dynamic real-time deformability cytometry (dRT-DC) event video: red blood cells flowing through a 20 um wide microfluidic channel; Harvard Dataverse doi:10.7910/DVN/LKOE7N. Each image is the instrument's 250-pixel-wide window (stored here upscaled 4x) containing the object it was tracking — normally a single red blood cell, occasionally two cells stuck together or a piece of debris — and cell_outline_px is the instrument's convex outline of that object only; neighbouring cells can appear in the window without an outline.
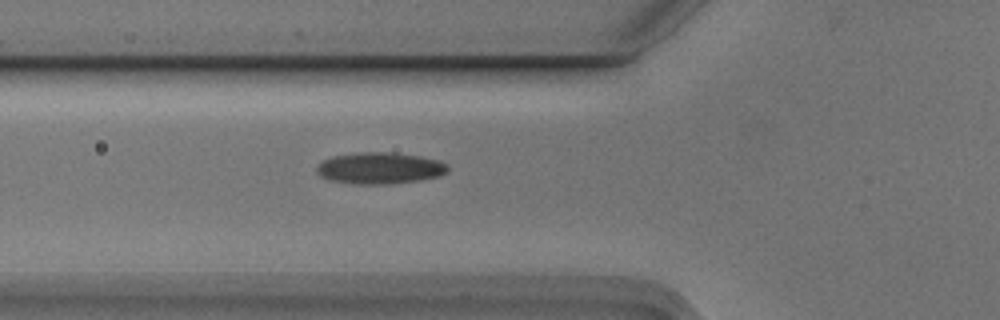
{"species": "Egyptian fruit bat (a non-hibernating species)", "species_latin": "Rousettus aegyptiacus", "temperature_condition": "cold", "stored_images_in_passage": 2, "camera_frame_rate_fps": 3000, "um_per_image_px": 0.085, "animal": {"sex": "male"}, "frame": {"image": 1, "passage_image": 2, "time_ms": 0.333, "image_size_px": [1000, 320], "cell_outline_px": [[448, 172], [440, 176], [420, 180], [388, 184], [356, 184], [332, 180], [320, 176], [316, 172], [316, 164], [332, 156], [356, 152], [392, 152], [420, 156], [440, 160], [448, 164]], "centroid_in_image_um": [32.3, 14.28], "position_along_channel_um": 93.5, "area_um2": 24.33}}